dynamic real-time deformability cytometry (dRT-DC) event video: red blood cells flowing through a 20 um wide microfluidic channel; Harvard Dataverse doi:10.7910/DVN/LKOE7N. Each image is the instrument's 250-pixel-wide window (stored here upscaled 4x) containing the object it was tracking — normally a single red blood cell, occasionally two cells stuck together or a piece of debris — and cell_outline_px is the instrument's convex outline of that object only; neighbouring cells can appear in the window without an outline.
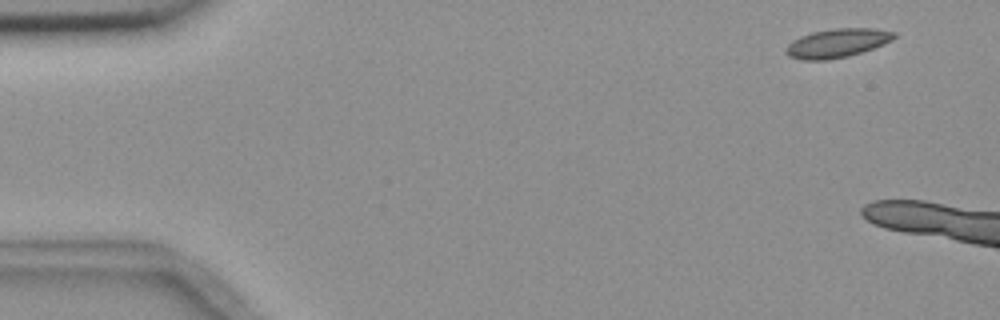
{"species": "common noctule bat (a hibernating species)", "species_latin": "Nyctalus noctula", "temperature_condition": "room temperature", "stored_images_in_passage": 3, "camera_frame_rate_fps": 3000, "um_per_image_px": 0.085, "animal": {"sex": "female", "body_mass_g": 18.4}, "frame": {"image": 1, "passage_image": 1, "time_ms": 0.0, "image_size_px": [1000, 320], "cell_outline_px": [[896, 36], [892, 40], [884, 44], [848, 56], [824, 60], [800, 60], [788, 56], [784, 52], [784, 48], [792, 40], [800, 36], [812, 32], [836, 28], [876, 28], [896, 32]], "centroid_in_image_um": [71.13, 3.66], "position_along_channel_um": 13.9, "area_um2": 18.26}}